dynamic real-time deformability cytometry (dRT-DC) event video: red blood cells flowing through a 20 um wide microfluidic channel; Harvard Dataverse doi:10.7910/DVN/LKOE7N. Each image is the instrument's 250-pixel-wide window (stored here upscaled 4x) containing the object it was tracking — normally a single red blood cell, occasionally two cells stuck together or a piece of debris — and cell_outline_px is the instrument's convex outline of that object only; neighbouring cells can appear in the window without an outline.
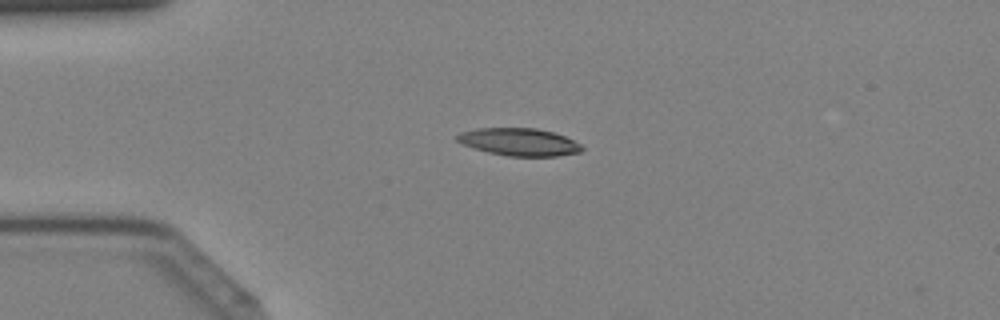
{"species": "Egyptian fruit bat (a non-hibernating species)", "species_latin": "Rousettus aegyptiacus", "temperature_condition": "cold", "stored_images_in_passage": 43, "camera_frame_rate_fps": 3000, "um_per_image_px": 0.085, "animal": {"sex": "female"}, "frame": {"image": 1, "passage_image": 11, "time_ms": 3.333, "image_size_px": [1000, 320], "cell_outline_px": [[584, 148], [580, 152], [556, 156], [508, 156], [488, 152], [460, 144], [456, 140], [456, 136], [460, 132], [476, 128], [536, 128], [552, 132], [564, 136], [580, 144]], "centroid_in_image_um": [44.09, 12.06], "position_along_channel_um": 40.9, "area_um2": 20.0}}
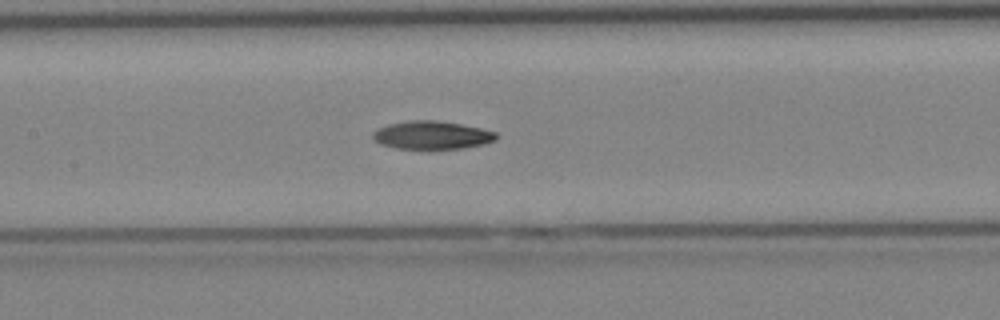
{"frame": {"image": 2, "passage_image": 21, "time_ms": 6.667, "image_size_px": [1000, 320], "cell_outline_px": [[496, 140], [484, 144], [464, 148], [396, 148], [380, 144], [372, 136], [372, 132], [388, 124], [408, 120], [436, 120], [460, 124], [480, 128], [496, 132]], "centroid_in_image_um": [36.71, 11.48], "position_along_channel_um": 170.7, "area_um2": 20.0}}
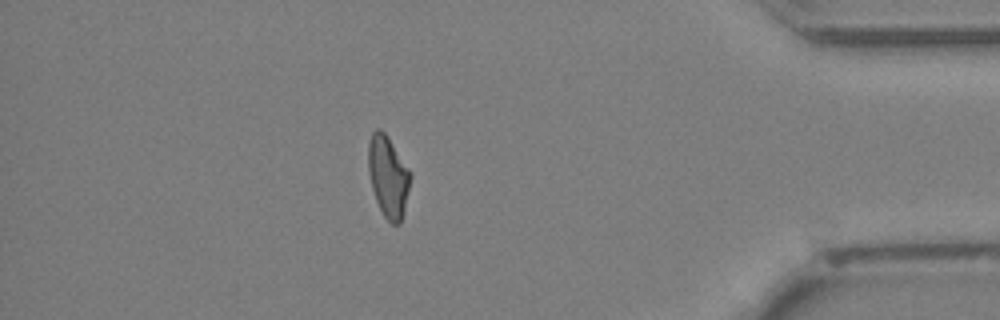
{"frame": {"image": 3, "passage_image": 38, "time_ms": 12.333, "image_size_px": [1000, 320], "cell_outline_px": [[412, 176], [400, 224], [392, 224], [384, 216], [376, 200], [372, 188], [368, 172], [368, 144], [372, 132], [376, 128], [380, 128], [384, 132], [412, 172]], "centroid_in_image_um": [32.99, 14.98], "position_along_channel_um": 402.2, "area_um2": 19.88}}